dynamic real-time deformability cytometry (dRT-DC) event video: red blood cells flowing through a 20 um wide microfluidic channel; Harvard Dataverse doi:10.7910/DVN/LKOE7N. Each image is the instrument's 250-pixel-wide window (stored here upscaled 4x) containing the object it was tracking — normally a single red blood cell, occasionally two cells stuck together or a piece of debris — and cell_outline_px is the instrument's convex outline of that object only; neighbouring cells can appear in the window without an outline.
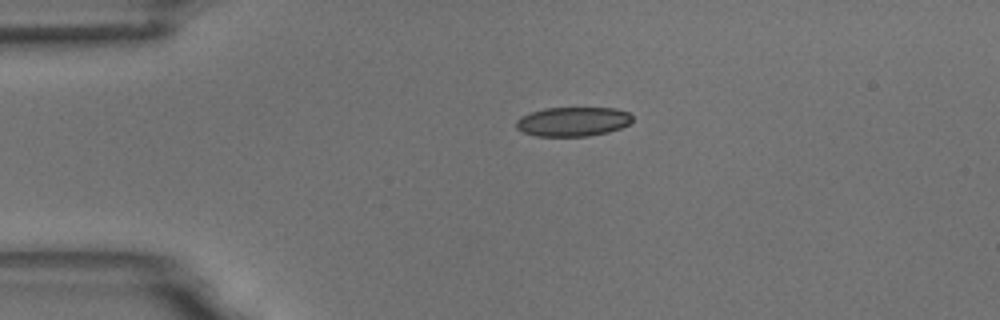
{"species": "common noctule bat (a hibernating species)", "species_latin": "Nyctalus noctula", "temperature_condition": "room temperature", "stored_images_in_passage": 2, "camera_frame_rate_fps": 3000, "um_per_image_px": 0.085, "animal": {"sex": "male", "body_mass_g": 18.8}, "frame": {"image": 1, "passage_image": 1, "time_ms": 0.0, "image_size_px": [1000, 320], "cell_outline_px": [[632, 120], [628, 124], [620, 128], [608, 132], [588, 136], [536, 136], [524, 132], [516, 128], [516, 120], [520, 116], [544, 108], [616, 108], [628, 112], [632, 116]], "centroid_in_image_um": [48.69, 10.33], "position_along_channel_um": 36.3, "area_um2": 19.83}}
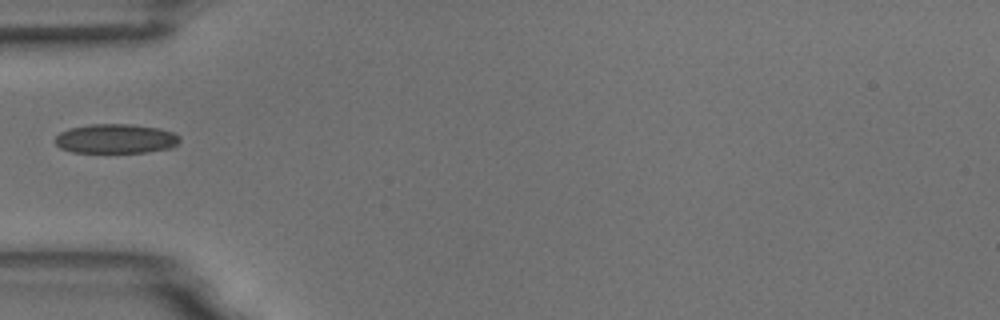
{"frame": {"image": 2, "passage_image": 2, "time_ms": 2.0, "image_size_px": [1000, 320], "cell_outline_px": [[180, 140], [172, 148], [148, 152], [72, 152], [60, 148], [56, 144], [56, 136], [60, 132], [68, 128], [92, 124], [132, 124], [160, 128], [172, 132], [180, 136]], "centroid_in_image_um": [9.85, 11.78], "position_along_channel_um": 75.1, "area_um2": 21.44}}